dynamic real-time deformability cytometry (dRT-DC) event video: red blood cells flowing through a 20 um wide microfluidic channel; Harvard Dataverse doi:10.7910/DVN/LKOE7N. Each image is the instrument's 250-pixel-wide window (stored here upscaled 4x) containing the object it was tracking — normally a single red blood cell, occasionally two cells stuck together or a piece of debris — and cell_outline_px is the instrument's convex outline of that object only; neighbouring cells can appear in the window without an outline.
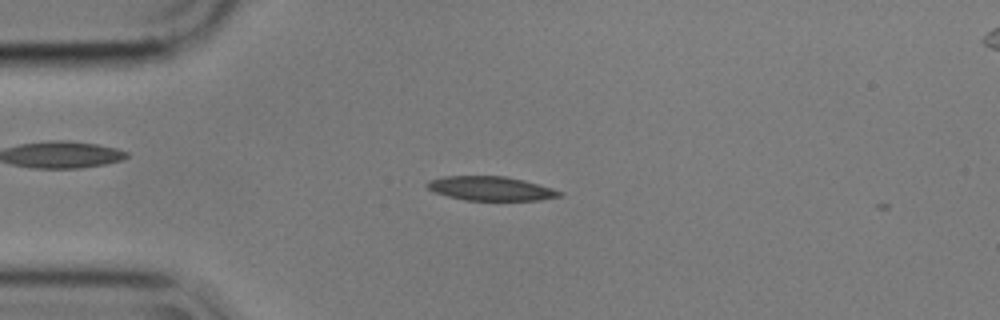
{"species": "common noctule bat (a hibernating species)", "species_latin": "Nyctalus noctula", "temperature_condition": "cold", "stored_images_in_passage": 3, "camera_frame_rate_fps": 3000, "um_per_image_px": 0.085, "animal": {"sex": "male", "body_mass_g": 17.9}, "frame": {"image": 1, "passage_image": 2, "time_ms": 0.333, "image_size_px": [1000, 320], "cell_outline_px": [[564, 192], [560, 196], [540, 200], [464, 200], [448, 196], [436, 192], [428, 188], [424, 184], [428, 180], [444, 176], [504, 176], [524, 180], [552, 188]], "centroid_in_image_um": [41.7, 16.02], "position_along_channel_um": 43.3, "area_um2": 18.55}}